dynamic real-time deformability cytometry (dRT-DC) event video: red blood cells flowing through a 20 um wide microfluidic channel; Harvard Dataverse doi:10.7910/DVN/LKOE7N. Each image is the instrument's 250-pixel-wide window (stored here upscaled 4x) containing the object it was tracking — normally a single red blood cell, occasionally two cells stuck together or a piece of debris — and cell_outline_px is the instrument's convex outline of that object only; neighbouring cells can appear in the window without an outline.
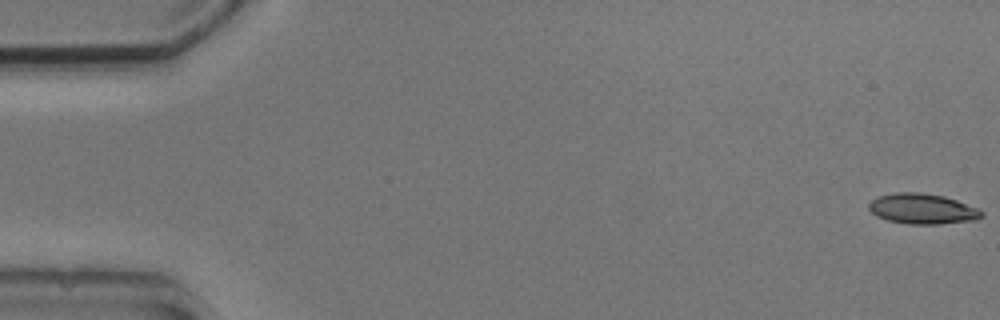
{"species": "common noctule bat (a hibernating species)", "species_latin": "Nyctalus noctula", "temperature_condition": "cold", "stored_images_in_passage": 5, "camera_frame_rate_fps": 3000, "um_per_image_px": 0.085, "animal": {"sex": "male", "body_mass_g": 20.5, "forearm_length_mm": 52.5}, "frame": {"image": 1, "passage_image": 1, "time_ms": 0.0, "image_size_px": [1000, 320], "cell_outline_px": [[984, 216], [976, 220], [940, 224], [908, 224], [888, 220], [876, 216], [868, 208], [868, 204], [872, 200], [880, 196], [896, 192], [920, 192], [944, 196], [956, 200], [976, 208], [984, 212]], "centroid_in_image_um": [78.41, 17.75], "position_along_channel_um": 6.6, "area_um2": 19.94}}